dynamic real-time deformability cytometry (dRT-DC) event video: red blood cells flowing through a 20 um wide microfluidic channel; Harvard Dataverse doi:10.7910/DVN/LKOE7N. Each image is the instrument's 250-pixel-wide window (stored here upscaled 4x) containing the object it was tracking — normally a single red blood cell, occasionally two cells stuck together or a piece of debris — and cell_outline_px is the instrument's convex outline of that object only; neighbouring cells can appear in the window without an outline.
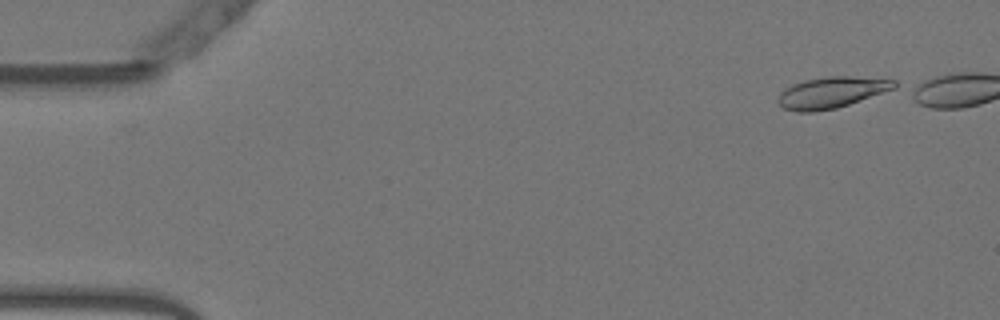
{"species": "Egyptian fruit bat (a non-hibernating species)", "species_latin": "Rousettus aegyptiacus", "temperature_condition": "warm", "stored_images_in_passage": 41, "camera_frame_rate_fps": 3000, "um_per_image_px": 0.085, "animal": {"sex": "female"}, "frame": {"image": 1, "passage_image": 1, "time_ms": 0.0, "image_size_px": [1000, 320], "cell_outline_px": [[896, 88], [836, 108], [812, 112], [796, 112], [784, 108], [776, 100], [780, 92], [784, 88], [792, 84], [804, 80], [828, 76], [848, 76], [896, 80]], "centroid_in_image_um": [70.63, 7.86], "position_along_channel_um": 14.4, "area_um2": 21.04}}
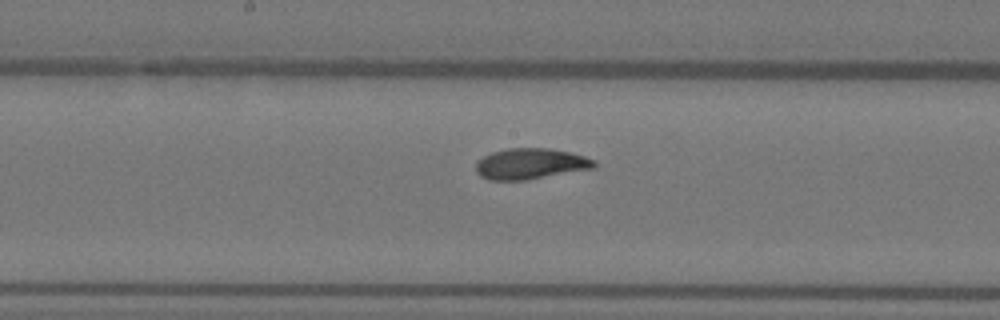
{"frame": {"image": 2, "passage_image": 25, "time_ms": 8.0, "image_size_px": [1000, 320], "cell_outline_px": [[596, 168], [528, 180], [488, 180], [480, 176], [476, 172], [476, 160], [492, 152], [508, 148], [548, 148], [572, 152], [596, 160]], "centroid_in_image_um": [45.11, 13.92], "position_along_channel_um": 203.1, "area_um2": 21.62}}
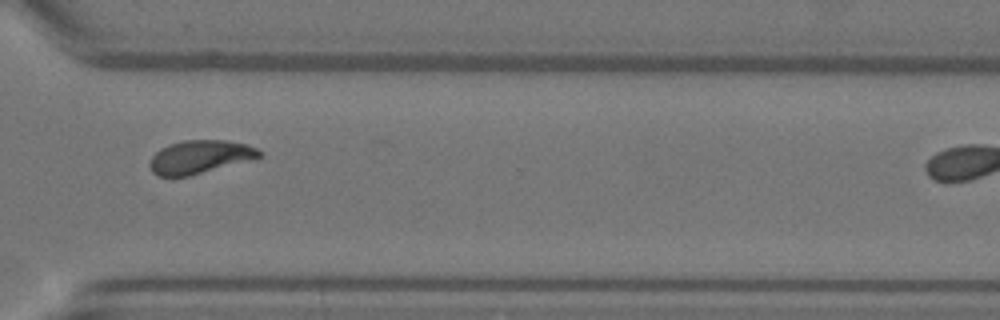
{"frame": {"image": 3, "passage_image": 37, "time_ms": 12.0, "image_size_px": [1000, 320], "cell_outline_px": [[264, 152], [260, 156], [188, 176], [156, 176], [152, 172], [148, 164], [152, 156], [160, 148], [168, 144], [184, 140], [224, 140], [248, 144]], "centroid_in_image_um": [16.92, 13.32], "position_along_channel_um": 353.7, "area_um2": 20.92}}